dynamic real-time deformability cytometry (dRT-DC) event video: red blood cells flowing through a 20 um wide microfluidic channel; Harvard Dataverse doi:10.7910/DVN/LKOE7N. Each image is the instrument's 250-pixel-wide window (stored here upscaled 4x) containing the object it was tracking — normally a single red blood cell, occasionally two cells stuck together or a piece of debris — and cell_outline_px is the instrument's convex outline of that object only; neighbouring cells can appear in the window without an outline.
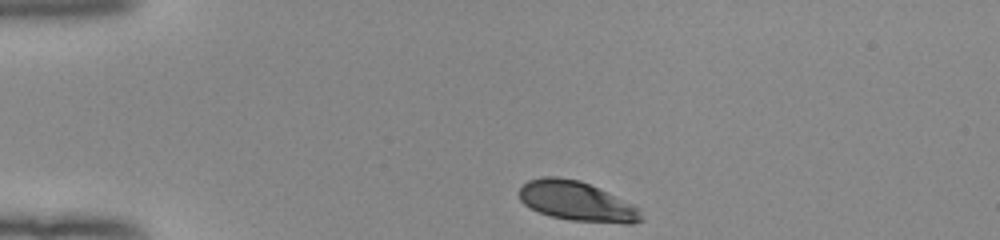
{"species": "human", "species_latin": "Homo sapiens", "temperature_condition": "room temperature", "stored_images_in_passage": 34, "camera_frame_rate_fps": 3000, "um_per_image_px": 0.085, "donor": {"sex": "female"}, "frame": {"image": 1, "passage_image": 1, "time_ms": 0.0, "image_size_px": [1000, 240], "cell_outline_px": [[644, 220], [632, 224], [624, 224], [568, 220], [552, 216], [540, 212], [524, 204], [520, 200], [520, 188], [528, 180], [540, 176], [556, 176], [580, 180], [632, 204], [640, 208]], "centroid_in_image_um": [49.05, 17.12], "position_along_channel_um": 35.9, "area_um2": 28.15}}
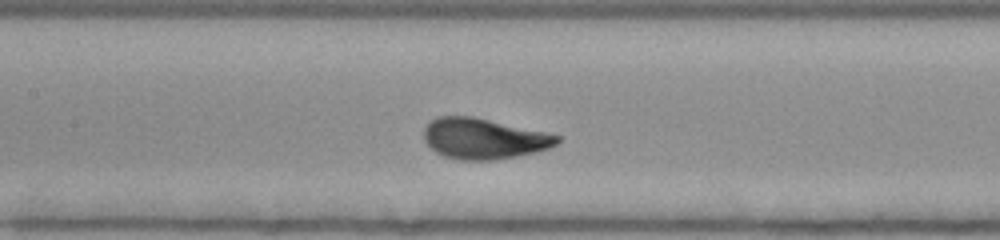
{"frame": {"image": 2, "passage_image": 15, "time_ms": 4.667, "image_size_px": [1000, 240], "cell_outline_px": [[560, 140], [556, 144], [548, 148], [516, 156], [496, 160], [460, 160], [444, 156], [436, 152], [424, 140], [424, 128], [432, 120], [440, 116], [472, 116], [544, 132], [560, 136]], "centroid_in_image_um": [41.09, 11.79], "position_along_channel_um": 166.3, "area_um2": 31.15}}
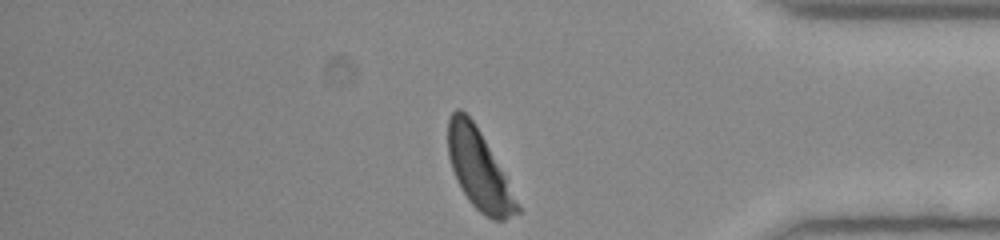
{"frame": {"image": 3, "passage_image": 34, "time_ms": 11.0, "image_size_px": [1000, 240], "cell_outline_px": [[520, 212], [504, 220], [492, 220], [484, 216], [468, 200], [452, 168], [448, 156], [448, 120], [452, 112], [456, 108], [460, 108], [472, 120], [480, 132], [504, 176], [520, 208]], "centroid_in_image_um": [40.68, 14.42], "position_along_channel_um": 394.5, "area_um2": 30.92}, "authors_computed_cell_mechanics": {"area_um2": 31.3276, "velocity_mm_per_s": 3.9313, "shape_relaxation_time_tau1_ms": 2.3884, "shape_relaxation_time_tau2_ms": null, "deformation_change_tau1": 0.1328, "deformation_change_tau2": null}}